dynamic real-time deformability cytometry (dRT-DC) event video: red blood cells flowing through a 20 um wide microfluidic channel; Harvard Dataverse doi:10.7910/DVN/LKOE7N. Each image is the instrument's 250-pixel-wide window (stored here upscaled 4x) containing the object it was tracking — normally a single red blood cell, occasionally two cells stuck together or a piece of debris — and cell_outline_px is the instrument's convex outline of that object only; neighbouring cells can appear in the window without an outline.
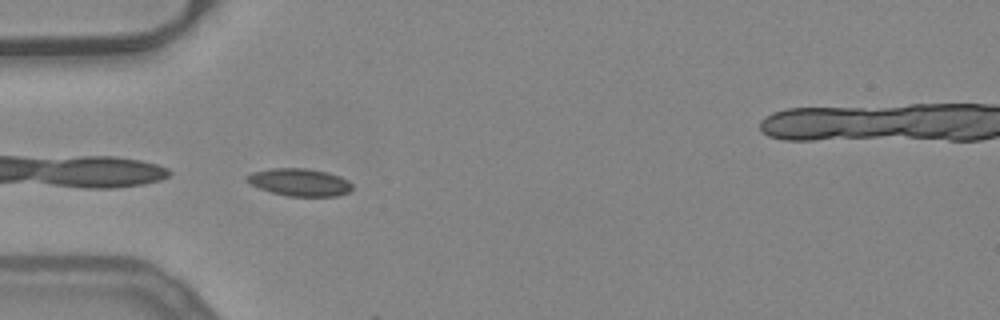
{"species": "common noctule bat (a hibernating species)", "species_latin": "Nyctalus noctula", "temperature_condition": "warm", "stored_images_in_passage": 2, "camera_frame_rate_fps": 3000, "um_per_image_px": 0.085, "animal": {"sex": "female", "body_mass_g": 24.6, "forearm_length_mm": 56.2}, "frame": {"image": 1, "passage_image": 1, "time_ms": 0.0, "image_size_px": [1000, 320], "cell_outline_px": [[352, 188], [348, 192], [336, 196], [288, 196], [272, 192], [260, 188], [244, 180], [244, 176], [252, 172], [268, 168], [304, 168], [328, 172], [340, 176], [348, 180], [352, 184]], "centroid_in_image_um": [25.44, 15.48], "position_along_channel_um": 59.6, "area_um2": 16.94}}